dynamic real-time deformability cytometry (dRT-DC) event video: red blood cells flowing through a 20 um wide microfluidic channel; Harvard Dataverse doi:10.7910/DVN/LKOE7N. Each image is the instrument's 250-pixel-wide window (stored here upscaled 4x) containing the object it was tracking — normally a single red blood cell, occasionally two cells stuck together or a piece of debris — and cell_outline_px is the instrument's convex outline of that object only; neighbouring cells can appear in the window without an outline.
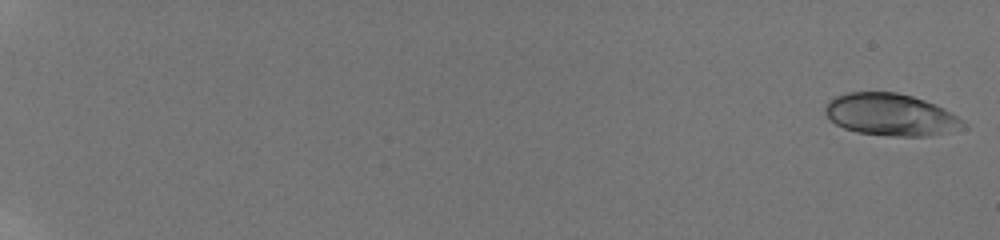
{"species": "human", "species_latin": "Homo sapiens", "temperature_condition": "room temperature", "stored_images_in_passage": 40, "camera_frame_rate_fps": 3000, "um_per_image_px": 0.085, "donor": {"sex": "male"}, "frame": {"image": 1, "passage_image": 1, "time_ms": 0.0, "image_size_px": [1000, 240], "cell_outline_px": [[968, 128], [932, 136], [896, 136], [856, 132], [844, 128], [836, 124], [824, 112], [824, 108], [828, 100], [836, 96], [848, 92], [896, 92], [912, 96], [936, 104], [952, 112], [964, 120], [968, 124]], "centroid_in_image_um": [75.78, 9.75], "position_along_channel_um": 9.2, "area_um2": 34.22}}
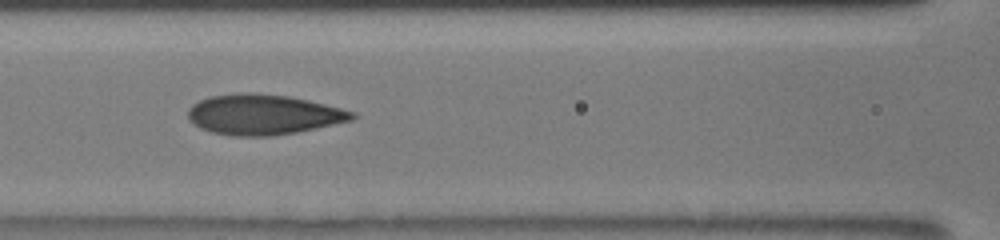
{"frame": {"image": 2, "passage_image": 26, "time_ms": 9.0, "image_size_px": [1000, 240], "cell_outline_px": [[356, 116], [352, 120], [316, 128], [296, 132], [272, 136], [232, 136], [212, 132], [200, 128], [188, 120], [188, 108], [192, 104], [208, 96], [244, 92], [252, 92], [288, 96], [308, 100], [356, 112]], "centroid_in_image_um": [22.35, 9.73], "position_along_channel_um": 144.3, "area_um2": 38.61}}
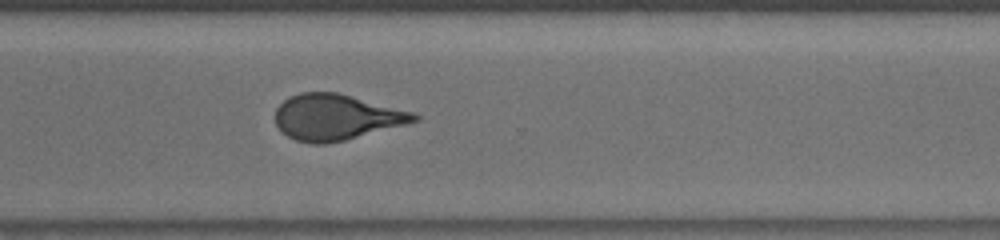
{"frame": {"image": 3, "passage_image": 40, "time_ms": 14.0, "image_size_px": [1000, 240], "cell_outline_px": [[420, 120], [344, 140], [328, 144], [312, 144], [296, 140], [280, 132], [276, 124], [276, 108], [284, 100], [300, 92], [336, 92], [416, 112], [420, 116]], "centroid_in_image_um": [28.57, 9.96], "position_along_channel_um": 342.0, "area_um2": 36.99}}